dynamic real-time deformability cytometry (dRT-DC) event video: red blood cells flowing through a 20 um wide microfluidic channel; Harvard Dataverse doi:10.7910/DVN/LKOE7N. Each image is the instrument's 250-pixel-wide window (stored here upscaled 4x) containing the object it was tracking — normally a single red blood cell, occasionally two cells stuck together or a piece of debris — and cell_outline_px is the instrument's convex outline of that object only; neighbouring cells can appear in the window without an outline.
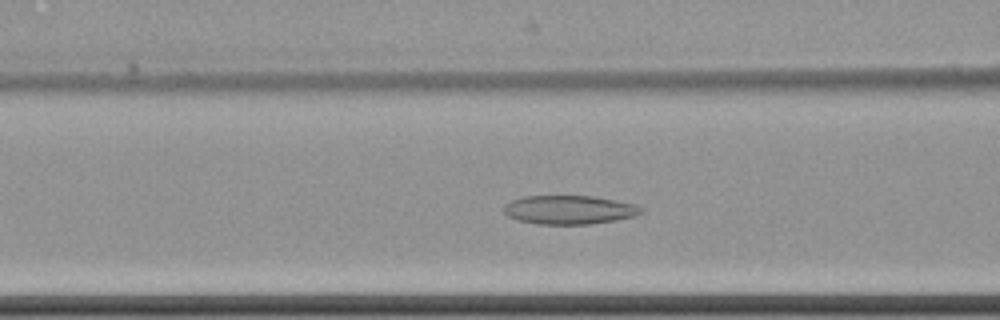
{"species": "common noctule bat (a hibernating species)", "species_latin": "Nyctalus noctula", "temperature_condition": "cold", "stored_images_in_passage": 53, "camera_frame_rate_fps": 3000, "um_per_image_px": 0.085, "animal": {"sex": "female", "body_mass_g": 22.7, "forearm_length_mm": 54.2}, "frame": {"image": 1, "passage_image": 26, "time_ms": 8.333, "image_size_px": [1000, 320], "cell_outline_px": [[644, 212], [636, 216], [616, 220], [588, 224], [540, 224], [520, 220], [508, 216], [504, 212], [504, 204], [520, 196], [592, 196], [616, 200], [636, 204], [644, 208]], "centroid_in_image_um": [48.43, 17.82], "position_along_channel_um": 118.2, "area_um2": 23.12}}
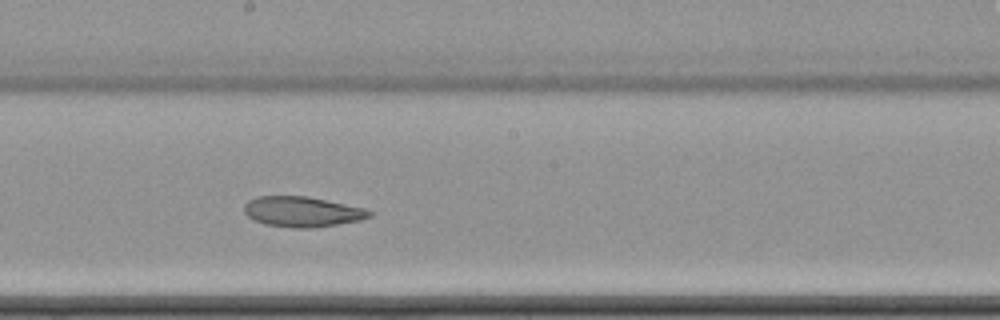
{"frame": {"image": 2, "passage_image": 35, "time_ms": 11.333, "image_size_px": [1000, 320], "cell_outline_px": [[372, 216], [360, 220], [312, 228], [296, 228], [264, 224], [252, 220], [244, 212], [244, 204], [248, 200], [256, 196], [308, 196], [364, 208], [372, 212]], "centroid_in_image_um": [25.65, 17.99], "position_along_channel_um": 222.6, "area_um2": 22.14}}
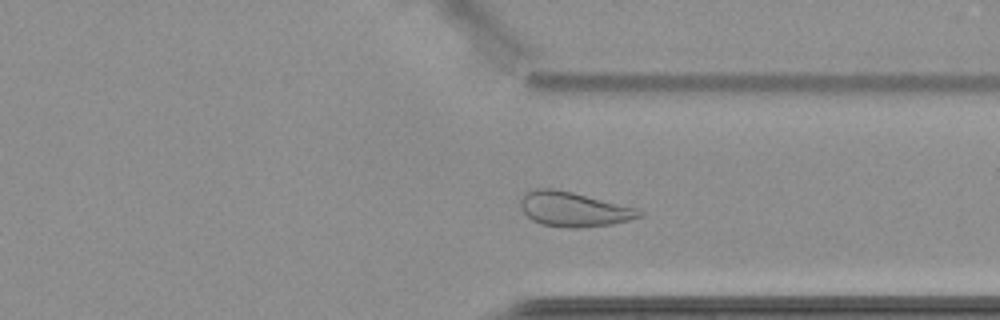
{"frame": {"image": 3, "passage_image": 47, "time_ms": 15.333, "image_size_px": [1000, 320], "cell_outline_px": [[644, 216], [612, 224], [576, 228], [568, 228], [540, 224], [532, 220], [524, 212], [520, 204], [520, 200], [528, 192], [536, 188], [552, 188], [572, 192], [636, 208], [644, 212]], "centroid_in_image_um": [48.77, 17.79], "position_along_channel_um": 362.6, "area_um2": 23.76}, "authors_computed_cell_mechanics": {"area_um2": 25.6054, "velocity_mm_per_s": 3.479, "shape_relaxation_time_tau1_ms": null, "shape_relaxation_time_tau2_ms": 6.3412, "deformation_change_tau1": null, "deformation_change_tau2": 0.1123}}